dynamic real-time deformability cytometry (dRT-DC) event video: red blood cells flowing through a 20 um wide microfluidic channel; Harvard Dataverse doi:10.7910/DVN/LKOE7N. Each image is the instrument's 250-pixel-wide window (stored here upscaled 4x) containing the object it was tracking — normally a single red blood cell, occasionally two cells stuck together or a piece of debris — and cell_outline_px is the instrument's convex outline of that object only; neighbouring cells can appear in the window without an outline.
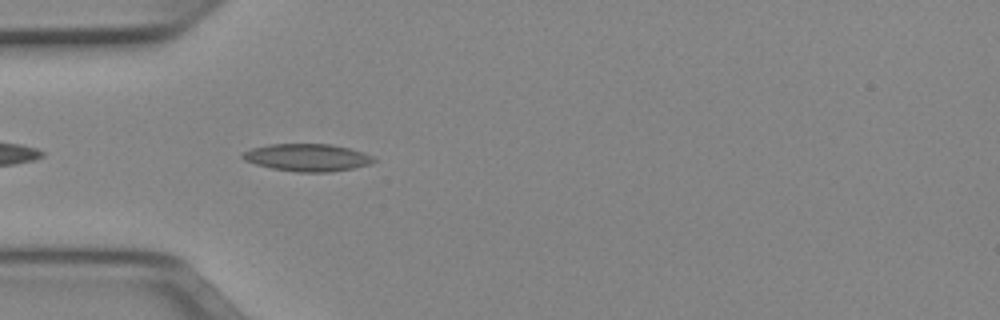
{"species": "Egyptian fruit bat (a non-hibernating species)", "species_latin": "Rousettus aegyptiacus", "temperature_condition": "cold", "stored_images_in_passage": 39, "camera_frame_rate_fps": 3000, "um_per_image_px": 0.085, "animal": {"sex": "female"}, "frame": {"image": 1, "passage_image": 3, "time_ms": 0.667, "image_size_px": [1000, 320], "cell_outline_px": [[376, 160], [372, 164], [352, 168], [328, 172], [296, 172], [272, 168], [256, 164], [244, 160], [240, 156], [244, 152], [252, 148], [268, 144], [332, 144], [352, 148], [364, 152], [372, 156]], "centroid_in_image_um": [26.15, 13.38], "position_along_channel_um": 58.9, "area_um2": 21.04}}
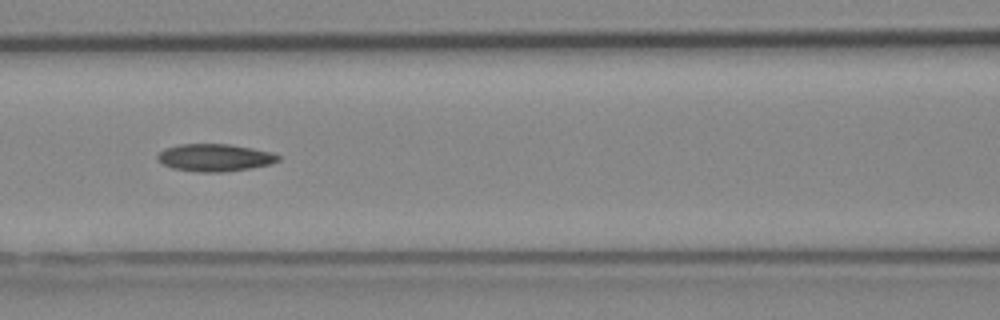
{"frame": {"image": 2, "passage_image": 10, "time_ms": 3.0, "image_size_px": [1000, 320], "cell_outline_px": [[280, 160], [268, 164], [248, 168], [224, 172], [196, 172], [172, 168], [156, 160], [156, 156], [164, 148], [180, 144], [232, 144], [272, 152], [280, 156]], "centroid_in_image_um": [18.22, 13.39], "position_along_channel_um": 148.4, "area_um2": 19.31}}
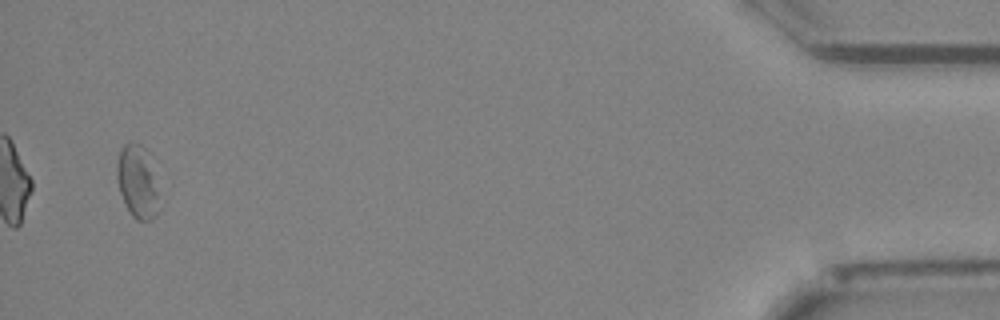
{"frame": {"image": 3, "passage_image": 37, "time_ms": 12.0, "image_size_px": [1000, 320], "cell_outline_px": [[160, 208], [156, 216], [152, 220], [136, 220], [132, 216], [120, 192], [116, 180], [116, 164], [120, 148], [124, 144], [140, 144], [144, 148], [156, 188]], "centroid_in_image_um": [11.64, 15.51], "position_along_channel_um": 423.6, "area_um2": 17.34}}